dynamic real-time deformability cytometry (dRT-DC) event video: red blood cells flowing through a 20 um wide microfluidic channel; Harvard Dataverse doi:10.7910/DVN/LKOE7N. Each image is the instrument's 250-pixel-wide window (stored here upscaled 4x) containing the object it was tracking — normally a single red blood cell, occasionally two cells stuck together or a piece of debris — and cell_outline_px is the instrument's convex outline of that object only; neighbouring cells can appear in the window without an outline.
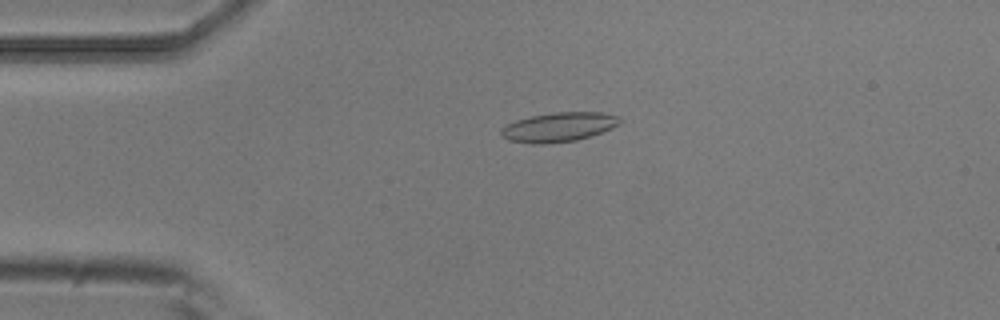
{"species": "common noctule bat (a hibernating species)", "species_latin": "Nyctalus noctula", "temperature_condition": "room temperature", "stored_images_in_passage": 5, "camera_frame_rate_fps": 3000, "um_per_image_px": 0.085, "animal": {"sex": "male", "body_mass_g": 20.5, "forearm_length_mm": 52.5}, "frame": {"image": 1, "passage_image": 4, "time_ms": 1.0, "image_size_px": [1000, 320], "cell_outline_px": [[620, 124], [612, 128], [576, 140], [544, 144], [532, 144], [508, 140], [500, 136], [500, 128], [516, 120], [532, 116], [552, 112], [604, 112], [620, 116]], "centroid_in_image_um": [47.47, 10.79], "position_along_channel_um": 37.5, "area_um2": 20.35}}